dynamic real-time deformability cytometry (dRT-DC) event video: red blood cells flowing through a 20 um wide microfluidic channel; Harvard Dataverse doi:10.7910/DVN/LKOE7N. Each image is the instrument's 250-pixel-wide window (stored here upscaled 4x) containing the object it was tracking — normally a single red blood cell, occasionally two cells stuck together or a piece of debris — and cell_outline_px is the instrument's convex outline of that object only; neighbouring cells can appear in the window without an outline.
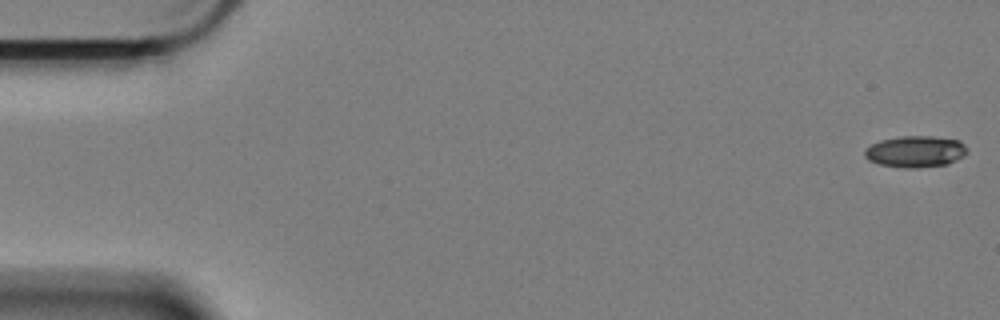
{"species": "Egyptian fruit bat (a non-hibernating species)", "species_latin": "Rousettus aegyptiacus", "temperature_condition": "cold", "stored_images_in_passage": 14, "camera_frame_rate_fps": 3000, "um_per_image_px": 0.085, "animal": {"sex": "female"}, "frame": {"image": 1, "passage_image": 1, "time_ms": 0.0, "image_size_px": [1000, 320], "cell_outline_px": [[968, 152], [964, 156], [948, 164], [916, 168], [904, 168], [876, 164], [868, 160], [864, 156], [864, 148], [880, 140], [900, 136], [932, 136], [960, 140], [968, 148]], "centroid_in_image_um": [77.81, 12.88], "position_along_channel_um": 7.2, "area_um2": 19.13}}
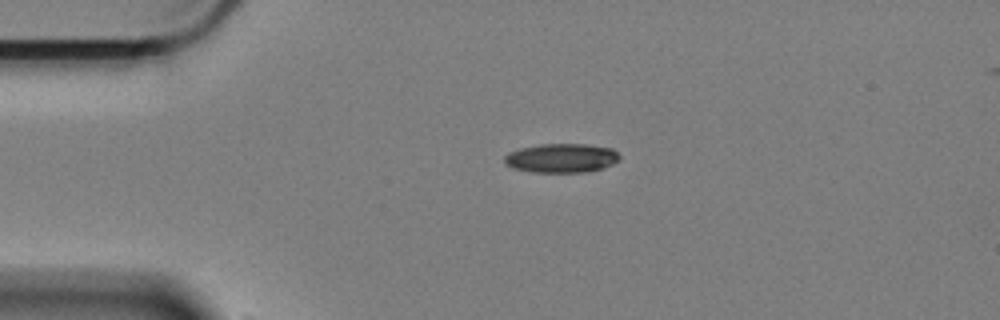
{"frame": {"image": 2, "passage_image": 13, "time_ms": 4.0, "image_size_px": [1000, 320], "cell_outline_px": [[620, 160], [604, 168], [588, 172], [528, 172], [512, 168], [504, 164], [504, 156], [508, 152], [520, 148], [540, 144], [584, 144], [612, 148], [620, 156]], "centroid_in_image_um": [47.7, 13.44], "position_along_channel_um": 37.3, "area_um2": 19.77}}